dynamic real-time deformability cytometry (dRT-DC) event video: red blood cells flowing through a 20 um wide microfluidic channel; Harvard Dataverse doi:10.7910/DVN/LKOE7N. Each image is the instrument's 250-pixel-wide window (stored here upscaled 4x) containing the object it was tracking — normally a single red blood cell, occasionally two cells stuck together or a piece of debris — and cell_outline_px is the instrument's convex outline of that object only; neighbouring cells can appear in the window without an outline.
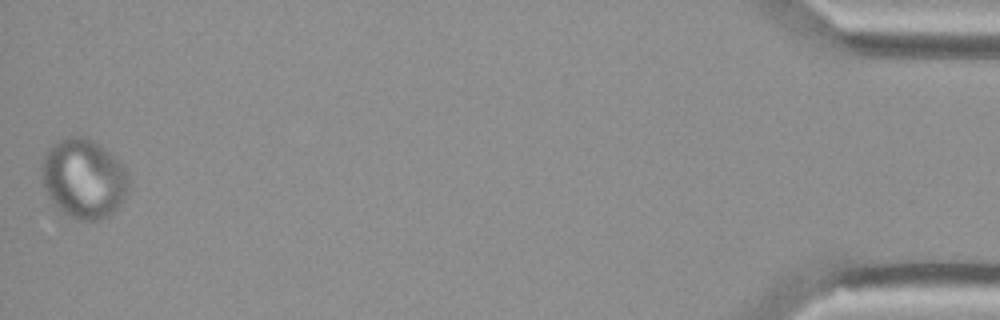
{"species": "Egyptian fruit bat (a non-hibernating species)", "species_latin": "Rousettus aegyptiacus", "temperature_condition": "cold", "stored_images_in_passage": 45, "camera_frame_rate_fps": 3000, "um_per_image_px": 0.085, "animal": {"sex": "female"}, "frame": {"image": 1, "passage_image": 45, "time_ms": 14.667, "image_size_px": [1000, 320], "cell_outline_px": [[128, 192], [124, 200], [108, 216], [100, 220], [80, 220], [64, 212], [48, 196], [44, 188], [40, 176], [44, 156], [48, 148], [52, 144], [68, 136], [84, 136], [96, 140], [128, 172]], "centroid_in_image_um": [7.11, 15.15], "position_along_channel_um": 428.1, "area_um2": 40.11}}